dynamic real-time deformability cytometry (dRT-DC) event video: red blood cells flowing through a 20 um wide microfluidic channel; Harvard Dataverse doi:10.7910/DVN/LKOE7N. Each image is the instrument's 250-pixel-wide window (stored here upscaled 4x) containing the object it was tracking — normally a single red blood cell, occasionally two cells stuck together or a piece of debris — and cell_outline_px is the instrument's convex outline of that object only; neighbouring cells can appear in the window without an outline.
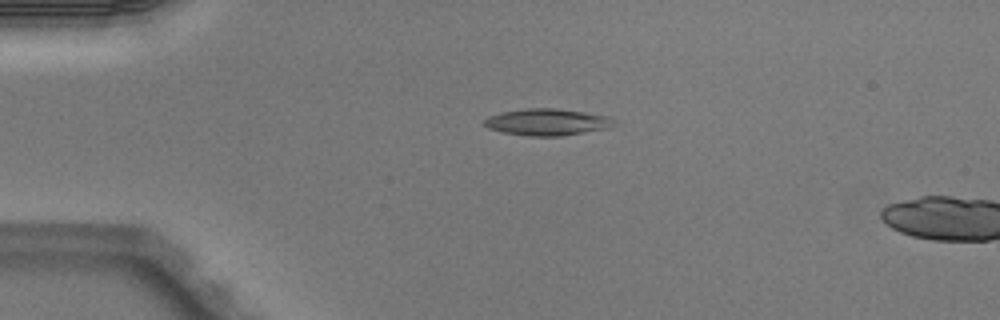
{"species": "Egyptian fruit bat (a non-hibernating species)", "species_latin": "Rousettus aegyptiacus", "temperature_condition": "warm", "stored_images_in_passage": 5, "camera_frame_rate_fps": 3000, "um_per_image_px": 0.085, "animal": {"sex": "male"}, "frame": {"image": 1, "passage_image": 4, "time_ms": 1.0, "image_size_px": [1000, 320], "cell_outline_px": [[616, 120], [608, 128], [560, 136], [528, 136], [504, 132], [488, 128], [484, 124], [484, 120], [488, 116], [500, 112], [524, 108], [556, 108], [584, 112], [608, 116]], "centroid_in_image_um": [46.48, 10.36], "position_along_channel_um": 38.5, "area_um2": 20.11}}